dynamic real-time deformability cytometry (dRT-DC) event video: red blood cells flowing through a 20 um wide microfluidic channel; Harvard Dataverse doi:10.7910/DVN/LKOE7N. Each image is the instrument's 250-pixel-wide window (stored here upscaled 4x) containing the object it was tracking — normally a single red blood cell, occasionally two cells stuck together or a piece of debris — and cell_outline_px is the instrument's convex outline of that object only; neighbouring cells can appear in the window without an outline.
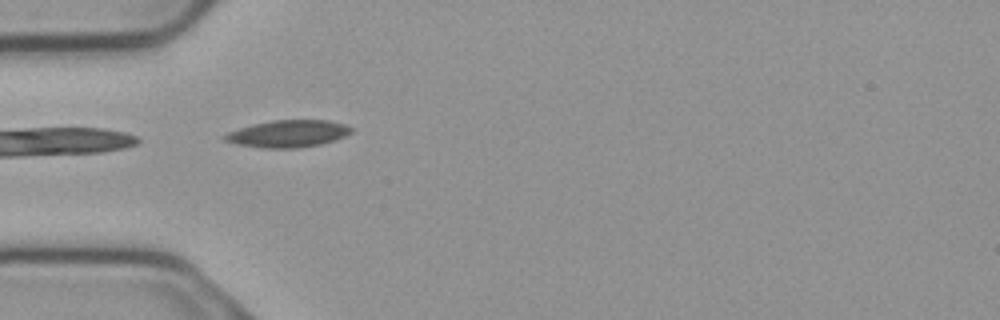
{"species": "common noctule bat (a hibernating species)", "species_latin": "Nyctalus noctula", "temperature_condition": "cold", "stored_images_in_passage": 3, "camera_frame_rate_fps": 3000, "um_per_image_px": 0.085, "animal": {"sex": "male", "body_mass_g": 23.1, "forearm_length_mm": 52.7}, "frame": {"image": 1, "passage_image": 2, "time_ms": 0.333, "image_size_px": [1000, 320], "cell_outline_px": [[352, 132], [344, 136], [320, 144], [296, 148], [264, 148], [236, 144], [224, 140], [220, 136], [228, 132], [252, 124], [272, 120], [328, 120], [344, 124], [352, 128]], "centroid_in_image_um": [24.44, 11.36], "position_along_channel_um": 60.6, "area_um2": 19.88}}
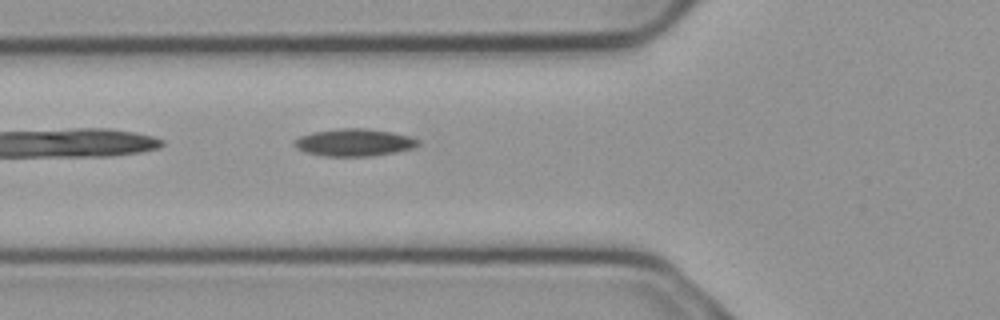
{"frame": {"image": 2, "passage_image": 3, "time_ms": 0.667, "image_size_px": [1000, 320], "cell_outline_px": [[420, 144], [412, 148], [396, 152], [368, 156], [324, 156], [304, 152], [296, 148], [292, 144], [292, 140], [300, 136], [312, 132], [336, 128], [368, 128], [392, 132], [408, 136], [420, 140]], "centroid_in_image_um": [30.05, 12.1], "position_along_channel_um": 95.7, "area_um2": 19.94}}